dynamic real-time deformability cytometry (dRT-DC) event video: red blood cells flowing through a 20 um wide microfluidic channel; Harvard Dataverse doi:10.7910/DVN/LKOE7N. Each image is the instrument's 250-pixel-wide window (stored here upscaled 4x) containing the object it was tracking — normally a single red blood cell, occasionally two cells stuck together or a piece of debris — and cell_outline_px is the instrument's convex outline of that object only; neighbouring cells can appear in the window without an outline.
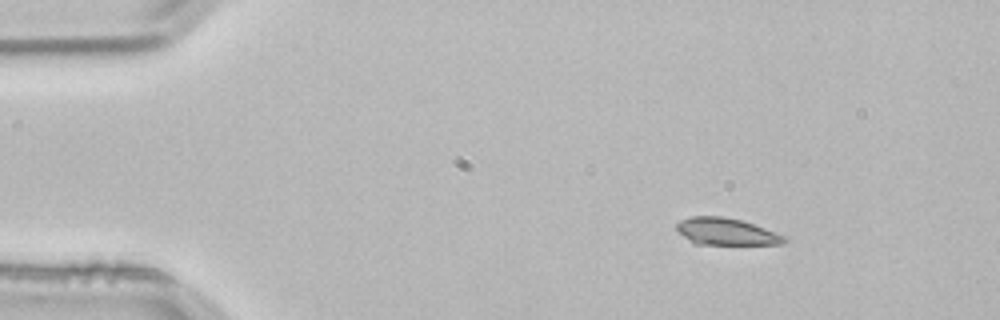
{"species": "common noctule bat (a hibernating species)", "species_latin": "Nyctalus noctula", "temperature_condition": "room temperature", "stored_images_in_passage": 2, "camera_frame_rate_fps": 3000, "um_per_image_px": 0.085, "animal": {"sex": "male", "body_mass_g": 21.5, "forearm_length_mm": 52.0}, "frame": {"image": 1, "passage_image": 1, "time_ms": 0.0, "image_size_px": [1000, 320], "cell_outline_px": [[788, 240], [780, 244], [692, 244], [676, 228], [676, 224], [680, 220], [692, 216], [724, 216], [740, 220], [764, 228], [784, 236]], "centroid_in_image_um": [61.68, 19.68], "position_along_channel_um": 23.3, "area_um2": 16.7}}